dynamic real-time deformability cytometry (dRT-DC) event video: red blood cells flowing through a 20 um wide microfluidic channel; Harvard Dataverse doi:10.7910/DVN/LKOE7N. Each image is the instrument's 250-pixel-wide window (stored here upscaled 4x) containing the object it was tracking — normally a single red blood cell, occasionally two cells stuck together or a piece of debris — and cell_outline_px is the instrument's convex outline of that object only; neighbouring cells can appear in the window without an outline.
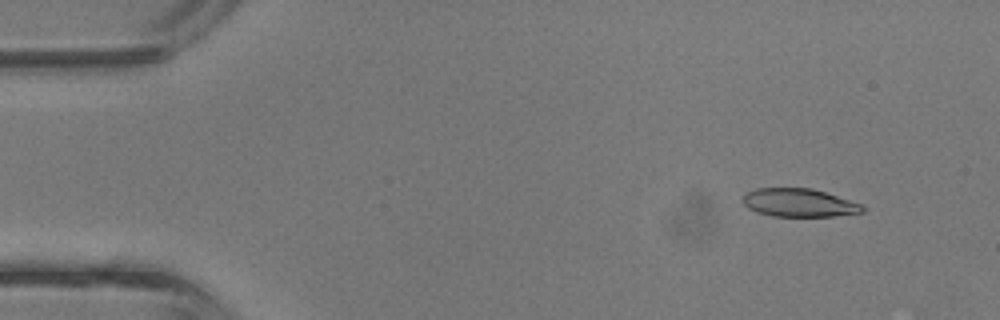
{"species": "common noctule bat (a hibernating species)", "species_latin": "Nyctalus noctula", "temperature_condition": "room temperature", "stored_images_in_passage": 42, "camera_frame_rate_fps": 3000, "um_per_image_px": 0.085, "animal": {"sex": "male", "body_mass_g": 13.3}, "frame": {"image": 1, "passage_image": 4, "time_ms": 1.0, "image_size_px": [1000, 320], "cell_outline_px": [[868, 208], [864, 212], [836, 216], [772, 216], [756, 212], [748, 208], [744, 204], [744, 192], [756, 188], [812, 188], [864, 204]], "centroid_in_image_um": [67.97, 17.23], "position_along_channel_um": 17.0, "area_um2": 19.94}}
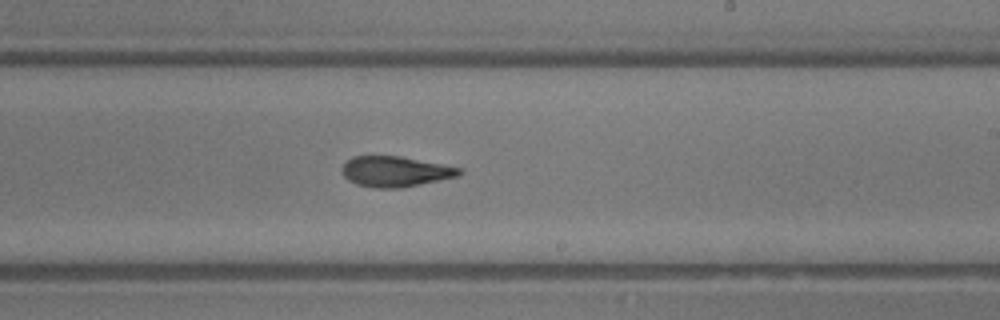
{"frame": {"image": 2, "passage_image": 25, "time_ms": 8.0, "image_size_px": [1000, 320], "cell_outline_px": [[464, 172], [456, 176], [400, 188], [376, 188], [356, 184], [348, 180], [344, 176], [344, 164], [352, 156], [400, 156], [460, 168]], "centroid_in_image_um": [33.57, 14.58], "position_along_channel_um": 255.4, "area_um2": 20.35}}
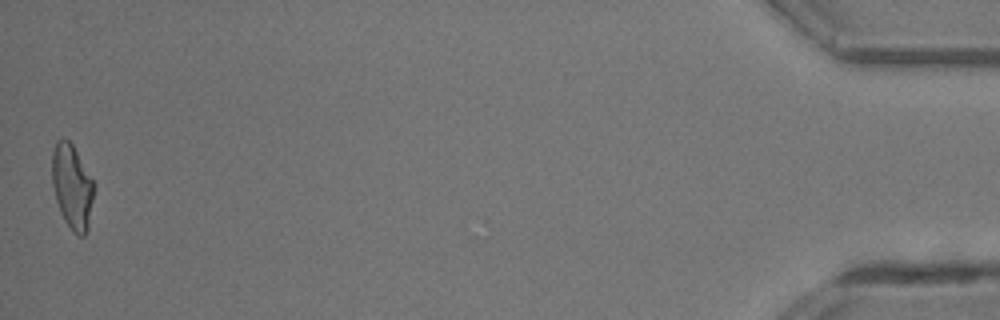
{"frame": {"image": 3, "passage_image": 42, "time_ms": 13.667, "image_size_px": [1000, 320], "cell_outline_px": [[92, 200], [88, 228], [84, 236], [80, 236], [72, 232], [64, 220], [60, 212], [56, 200], [52, 184], [52, 152], [56, 140], [64, 136], [72, 144], [92, 180]], "centroid_in_image_um": [6.08, 15.86], "position_along_channel_um": 429.1, "area_um2": 20.35}, "authors_computed_cell_mechanics": {"area_um2": 20.9525, "velocity_mm_per_s": 4.8359, "shape_relaxation_time_tau1_ms": 6.4693, "shape_relaxation_time_tau2_ms": 2.4203, "deformation_change_tau1": 0.218, "deformation_change_tau2": 0.1171}}